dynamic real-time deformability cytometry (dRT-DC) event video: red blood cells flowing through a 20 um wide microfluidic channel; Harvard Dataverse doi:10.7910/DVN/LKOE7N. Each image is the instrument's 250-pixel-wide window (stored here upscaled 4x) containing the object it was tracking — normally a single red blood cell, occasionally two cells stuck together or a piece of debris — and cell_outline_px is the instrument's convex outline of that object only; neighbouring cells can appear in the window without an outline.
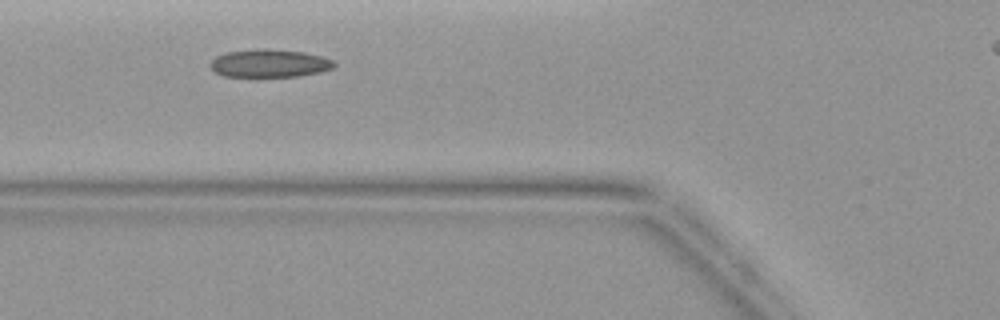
{"species": "common noctule bat (a hibernating species)", "species_latin": "Nyctalus noctula", "temperature_condition": "warm", "stored_images_in_passage": 3, "camera_frame_rate_fps": 3000, "um_per_image_px": 0.085, "animal": {"sex": "female", "body_mass_g": 19.9}, "frame": {"image": 1, "passage_image": 3, "time_ms": 2.333, "image_size_px": [1000, 320], "cell_outline_px": [[336, 68], [320, 72], [300, 76], [224, 76], [216, 72], [212, 68], [212, 60], [216, 56], [228, 52], [256, 48], [264, 48], [304, 52], [324, 56], [332, 60], [336, 64]], "centroid_in_image_um": [22.98, 5.37], "position_along_channel_um": 102.8, "area_um2": 20.17}}